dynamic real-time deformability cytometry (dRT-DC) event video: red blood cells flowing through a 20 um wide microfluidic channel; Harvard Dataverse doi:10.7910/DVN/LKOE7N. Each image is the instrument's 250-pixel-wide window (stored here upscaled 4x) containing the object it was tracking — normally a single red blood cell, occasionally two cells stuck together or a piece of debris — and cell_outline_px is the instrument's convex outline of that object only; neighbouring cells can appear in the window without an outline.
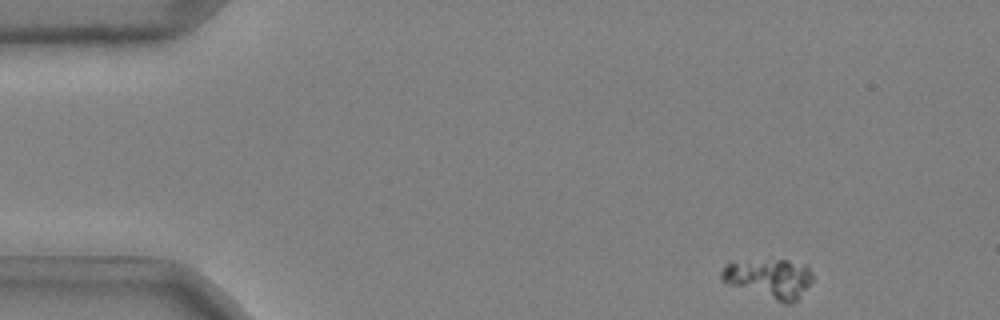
{"species": "common noctule bat (a hibernating species)", "species_latin": "Nyctalus noctula", "temperature_condition": "cold", "stored_images_in_passage": 48, "camera_frame_rate_fps": 3000, "um_per_image_px": 0.085, "animal": {"sex": "male", "body_mass_g": 20.4}, "frame": {"image": 1, "passage_image": 1, "time_ms": 0.0, "image_size_px": [1000, 320], "cell_outline_px": [[812, 280], [796, 300], [792, 304], [784, 304], [720, 280], [720, 272], [724, 264], [732, 260], [788, 260], [808, 264], [812, 272]], "centroid_in_image_um": [65.37, 23.63], "position_along_channel_um": 19.6, "area_um2": 21.15}}
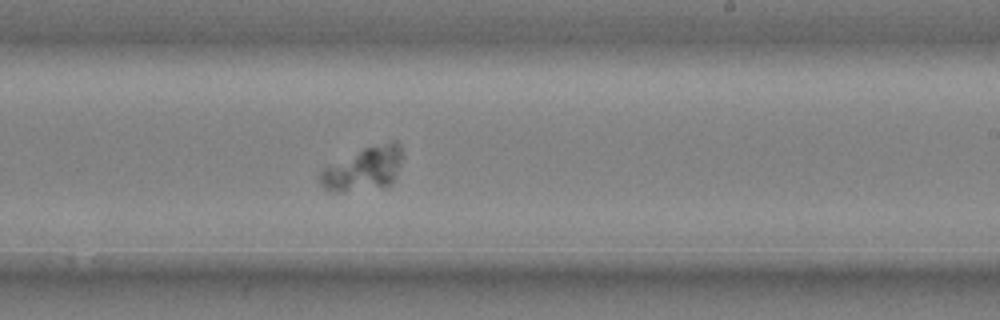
{"frame": {"image": 2, "passage_image": 28, "time_ms": 9.0, "image_size_px": [1000, 320], "cell_outline_px": [[400, 164], [392, 180], [388, 184], [340, 192], [328, 192], [324, 188], [320, 180], [320, 172], [324, 168], [364, 148], [392, 140], [396, 140], [400, 144]], "centroid_in_image_um": [30.88, 14.33], "position_along_channel_um": 258.1, "area_um2": 20.0}}
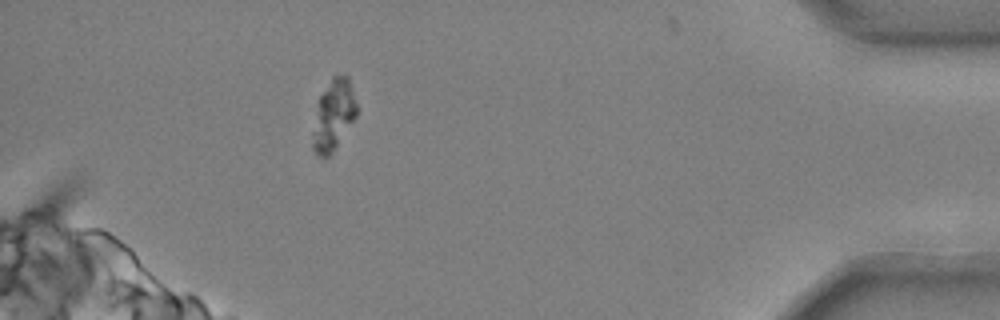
{"frame": {"image": 3, "passage_image": 44, "time_ms": 14.333, "image_size_px": [1000, 320], "cell_outline_px": [[356, 116], [332, 152], [328, 156], [320, 156], [312, 148], [312, 132], [320, 96], [332, 76], [348, 76], [356, 104]], "centroid_in_image_um": [28.33, 9.78], "position_along_channel_um": 406.9, "area_um2": 17.46}}